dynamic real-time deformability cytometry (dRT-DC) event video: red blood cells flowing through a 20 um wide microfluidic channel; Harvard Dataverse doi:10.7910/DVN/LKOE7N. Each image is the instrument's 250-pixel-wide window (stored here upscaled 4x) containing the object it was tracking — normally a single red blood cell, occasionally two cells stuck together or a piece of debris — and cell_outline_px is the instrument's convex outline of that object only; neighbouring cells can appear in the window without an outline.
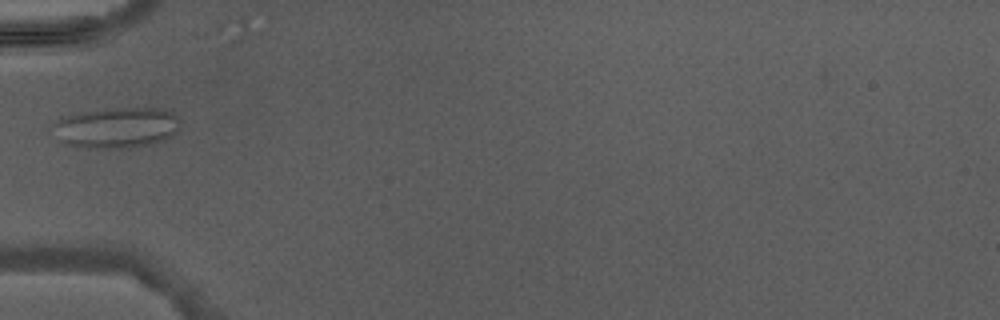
{"species": "Egyptian fruit bat (a non-hibernating species)", "species_latin": "Rousettus aegyptiacus", "temperature_condition": "warm", "stored_images_in_passage": 6, "camera_frame_rate_fps": 3000, "um_per_image_px": 0.085, "animal": {"sex": "male"}, "frame": {"image": 1, "passage_image": 6, "time_ms": 6.0, "image_size_px": [1000, 320], "cell_outline_px": [[180, 128], [172, 136], [164, 140], [148, 144], [124, 148], [92, 148], [68, 144], [60, 140], [48, 128], [60, 116], [80, 112], [120, 108], [172, 108], [180, 120]], "centroid_in_image_um": [9.91, 10.83], "position_along_channel_um": 75.1, "area_um2": 30.69}}